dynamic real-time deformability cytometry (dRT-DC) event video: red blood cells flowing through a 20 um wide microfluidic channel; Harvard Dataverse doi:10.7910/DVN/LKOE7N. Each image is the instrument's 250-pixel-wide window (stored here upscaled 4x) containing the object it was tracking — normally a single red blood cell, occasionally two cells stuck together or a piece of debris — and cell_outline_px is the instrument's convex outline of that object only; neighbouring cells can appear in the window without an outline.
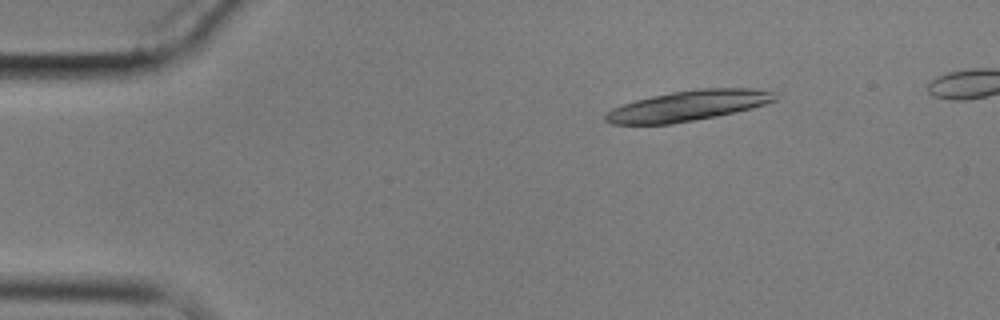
{"species": "common noctule bat (a hibernating species)", "species_latin": "Nyctalus noctula", "temperature_condition": "cold", "stored_images_in_passage": 4, "camera_frame_rate_fps": 3000, "um_per_image_px": 0.085, "animal": {"sex": "male", "body_mass_g": 17.9}, "frame": {"image": 1, "passage_image": 1, "time_ms": 0.0, "image_size_px": [1000, 320], "cell_outline_px": [[776, 100], [752, 108], [736, 112], [716, 116], [672, 124], [612, 124], [604, 120], [604, 112], [612, 108], [636, 100], [652, 96], [672, 92], [700, 88], [756, 88], [776, 92]], "centroid_in_image_um": [58.49, 8.98], "position_along_channel_um": 26.5, "area_um2": 30.06}}